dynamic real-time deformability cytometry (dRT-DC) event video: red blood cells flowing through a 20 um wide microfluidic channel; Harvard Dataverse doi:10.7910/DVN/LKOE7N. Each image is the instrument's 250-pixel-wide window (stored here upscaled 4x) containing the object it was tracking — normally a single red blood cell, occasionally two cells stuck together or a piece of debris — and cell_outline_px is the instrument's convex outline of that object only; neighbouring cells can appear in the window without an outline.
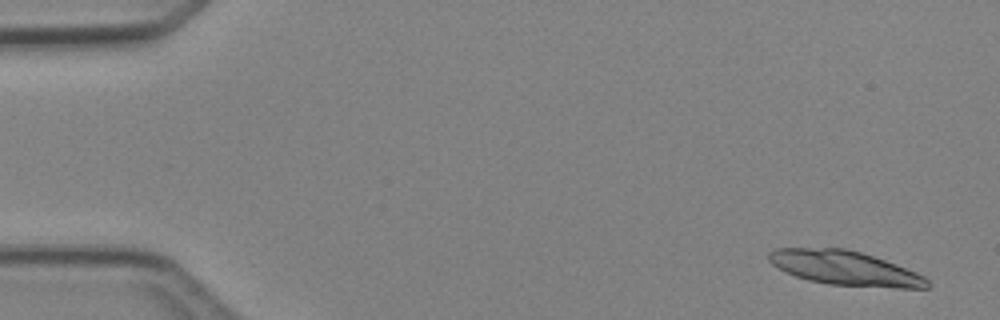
{"species": "Egyptian fruit bat (a non-hibernating species)", "species_latin": "Rousettus aegyptiacus", "temperature_condition": "cold", "stored_images_in_passage": 6, "camera_frame_rate_fps": 3000, "um_per_image_px": 0.085, "animal": {"sex": "female"}, "frame": {"image": 1, "passage_image": 1, "time_ms": 0.0, "image_size_px": [1000, 320], "cell_outline_px": [[932, 284], [928, 288], [896, 288], [828, 284], [808, 280], [796, 276], [772, 264], [768, 260], [768, 252], [776, 248], [844, 248], [860, 252], [896, 264], [916, 272], [924, 276]], "centroid_in_image_um": [71.84, 22.79], "position_along_channel_um": 13.2, "area_um2": 31.56}}
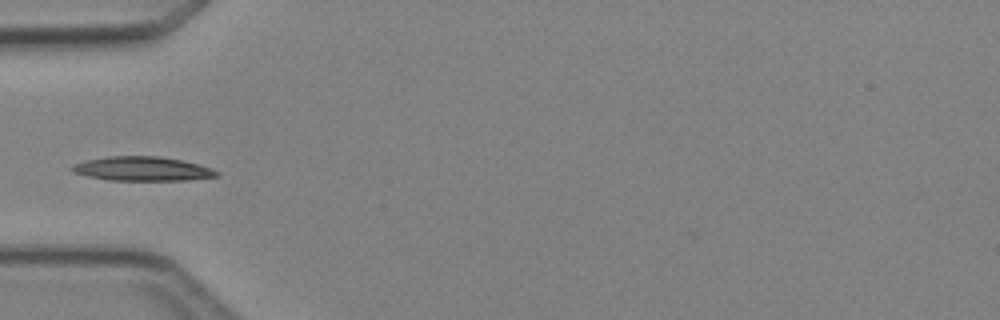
{"frame": {"image": 2, "passage_image": 5, "time_ms": 4.667, "image_size_px": [1000, 320], "cell_outline_px": [[220, 176], [188, 180], [108, 180], [88, 176], [72, 172], [68, 168], [72, 164], [84, 160], [108, 156], [160, 156], [184, 160], [212, 168], [220, 172]], "centroid_in_image_um": [12.09, 14.34], "position_along_channel_um": 72.9, "area_um2": 20.69}}
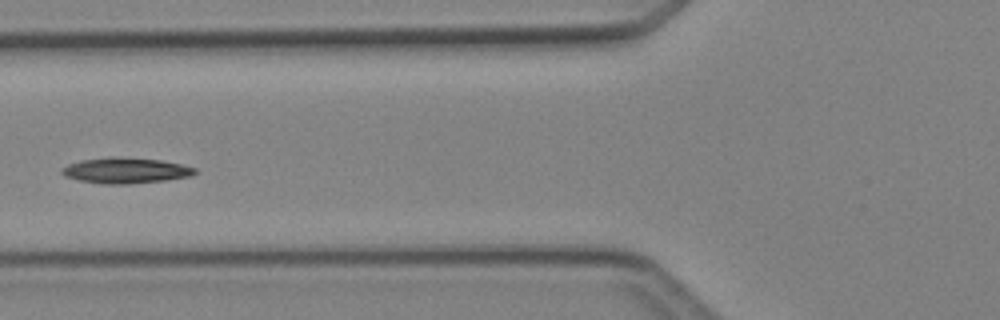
{"frame": {"image": 3, "passage_image": 6, "time_ms": 5.667, "image_size_px": [1000, 320], "cell_outline_px": [[196, 172], [192, 176], [164, 180], [128, 184], [104, 184], [80, 180], [64, 176], [60, 172], [60, 168], [68, 164], [80, 160], [112, 156], [160, 160], [180, 164], [196, 168]], "centroid_in_image_um": [10.63, 14.49], "position_along_channel_um": 115.2, "area_um2": 19.88}}